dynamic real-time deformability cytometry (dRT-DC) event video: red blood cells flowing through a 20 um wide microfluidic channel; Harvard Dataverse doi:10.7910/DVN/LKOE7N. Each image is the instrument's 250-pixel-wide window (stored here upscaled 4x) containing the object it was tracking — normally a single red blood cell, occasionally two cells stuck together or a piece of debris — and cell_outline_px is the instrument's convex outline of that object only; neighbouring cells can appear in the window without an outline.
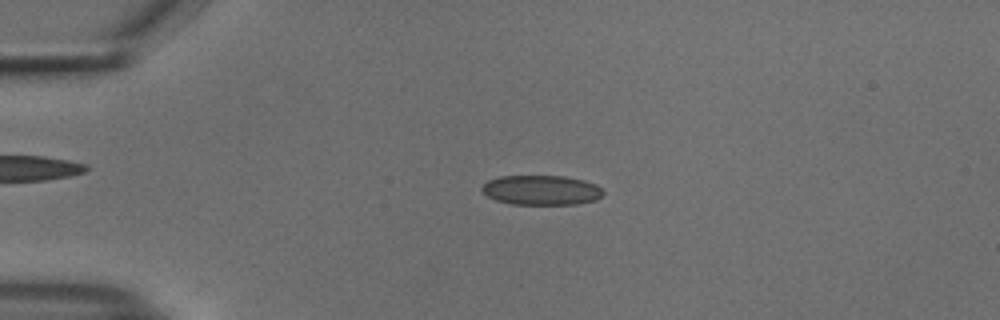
{"species": "common noctule bat (a hibernating species)", "species_latin": "Nyctalus noctula", "temperature_condition": "cold", "stored_images_in_passage": 53, "camera_frame_rate_fps": 3000, "um_per_image_px": 0.085, "animal": {"sex": "male", "body_mass_g": 18.8}, "frame": {"image": 1, "passage_image": 12, "time_ms": 3.667, "image_size_px": [1000, 320], "cell_outline_px": [[604, 192], [596, 200], [576, 204], [512, 204], [496, 200], [488, 196], [480, 188], [488, 180], [500, 176], [564, 176], [584, 180], [596, 184]], "centroid_in_image_um": [46.01, 16.15], "position_along_channel_um": 39.0, "area_um2": 20.92}}
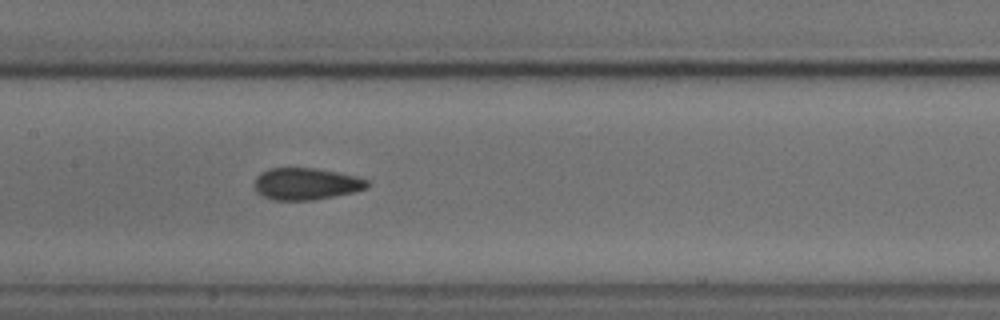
{"frame": {"image": 2, "passage_image": 26, "time_ms": 8.333, "image_size_px": [1000, 320], "cell_outline_px": [[368, 184], [364, 188], [352, 192], [312, 200], [272, 200], [256, 192], [256, 176], [260, 172], [268, 168], [316, 168], [356, 176], [368, 180]], "centroid_in_image_um": [25.97, 15.62], "position_along_channel_um": 181.4, "area_um2": 20.69}}
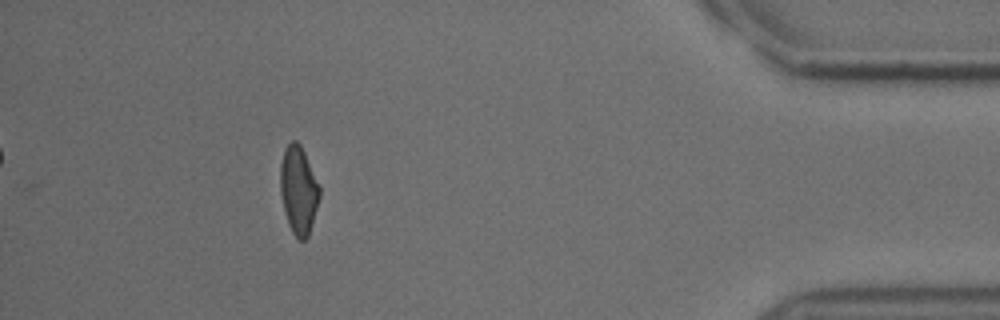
{"frame": {"image": 3, "passage_image": 48, "time_ms": 15.667, "image_size_px": [1000, 320], "cell_outline_px": [[320, 196], [308, 236], [304, 240], [300, 240], [292, 232], [288, 224], [280, 192], [280, 164], [284, 148], [292, 140], [296, 140], [300, 144], [304, 152], [320, 188]], "centroid_in_image_um": [25.36, 16.13], "position_along_channel_um": 409.8, "area_um2": 19.88}, "authors_computed_cell_mechanics": {"area_um2": 20.8658, "velocity_mm_per_s": 3.7854, "shape_relaxation_time_tau1_ms": 6.4745, "shape_relaxation_time_tau2_ms": 1.567, "deformation_change_tau1": 0.1344, "deformation_change_tau2": 0.074}}